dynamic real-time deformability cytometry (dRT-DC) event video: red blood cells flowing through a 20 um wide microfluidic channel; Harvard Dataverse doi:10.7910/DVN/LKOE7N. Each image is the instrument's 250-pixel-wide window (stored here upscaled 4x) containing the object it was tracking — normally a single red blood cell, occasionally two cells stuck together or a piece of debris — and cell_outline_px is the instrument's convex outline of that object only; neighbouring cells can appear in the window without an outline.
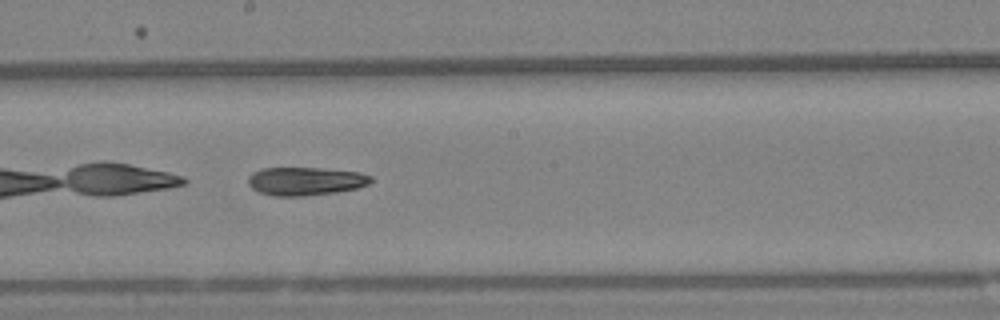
{"species": "Egyptian fruit bat (a non-hibernating species)", "species_latin": "Rousettus aegyptiacus", "temperature_condition": "warm", "stored_images_in_passage": 45, "camera_frame_rate_fps": 3000, "um_per_image_px": 0.085, "animal": {"sex": "female"}, "frame": {"image": 1, "passage_image": 26, "time_ms": 8.333, "image_size_px": [1000, 320], "cell_outline_px": [[372, 180], [368, 184], [356, 188], [336, 192], [304, 196], [272, 196], [260, 192], [252, 188], [248, 184], [248, 176], [252, 172], [264, 168], [320, 168], [360, 172], [372, 176]], "centroid_in_image_um": [25.95, 15.4], "position_along_channel_um": 222.3, "area_um2": 20.23}}